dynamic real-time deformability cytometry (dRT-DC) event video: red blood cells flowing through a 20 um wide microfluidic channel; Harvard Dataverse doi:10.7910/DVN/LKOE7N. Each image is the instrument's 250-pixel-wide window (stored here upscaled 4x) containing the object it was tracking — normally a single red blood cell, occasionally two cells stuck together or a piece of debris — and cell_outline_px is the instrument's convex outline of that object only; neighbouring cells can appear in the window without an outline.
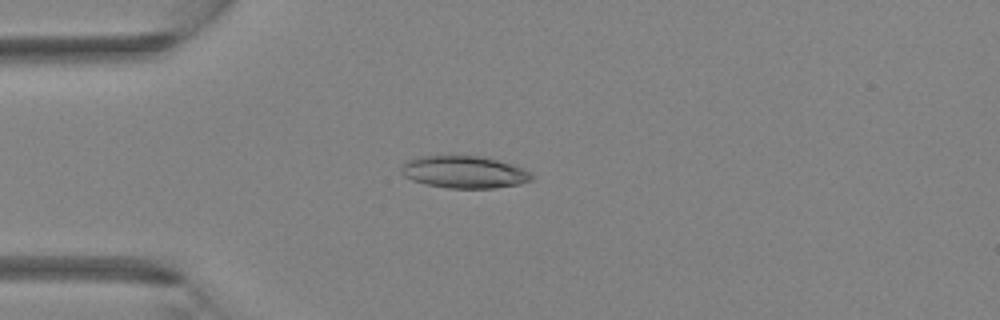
{"species": "Egyptian fruit bat (a non-hibernating species)", "species_latin": "Rousettus aegyptiacus", "temperature_condition": "room temperature", "stored_images_in_passage": 3, "camera_frame_rate_fps": 3000, "um_per_image_px": 0.085, "animal": {"sex": "female"}, "frame": {"image": 1, "passage_image": 3, "time_ms": 0.667, "image_size_px": [1000, 320], "cell_outline_px": [[536, 176], [532, 180], [520, 184], [496, 188], [448, 188], [428, 184], [412, 180], [404, 176], [400, 172], [400, 168], [404, 160], [416, 156], [452, 152], [480, 156], [512, 164], [524, 168], [532, 172]], "centroid_in_image_um": [39.42, 14.57], "position_along_channel_um": 45.6, "area_um2": 25.72}}